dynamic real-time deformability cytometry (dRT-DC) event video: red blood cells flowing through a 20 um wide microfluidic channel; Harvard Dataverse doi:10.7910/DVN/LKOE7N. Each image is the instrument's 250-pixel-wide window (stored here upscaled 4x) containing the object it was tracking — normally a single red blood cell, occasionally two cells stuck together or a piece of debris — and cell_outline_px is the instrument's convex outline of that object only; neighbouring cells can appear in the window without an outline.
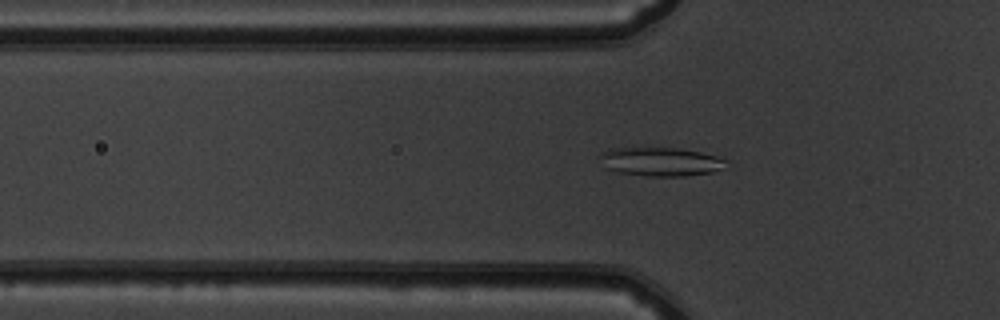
{"species": "common noctule bat (a hibernating species)", "species_latin": "Nyctalus noctula", "temperature_condition": "warm", "stored_images_in_passage": 44, "camera_frame_rate_fps": 3000, "um_per_image_px": 0.085, "animal": {"sex": "male", "body_mass_g": 19.5, "forearm_length_mm": 54.6}, "frame": {"image": 1, "passage_image": 9, "time_ms": 2.667, "image_size_px": [1000, 320], "cell_outline_px": [[728, 168], [712, 172], [684, 176], [648, 176], [620, 172], [604, 168], [600, 156], [604, 152], [612, 148], [676, 148], [700, 152], [716, 156], [728, 160]], "centroid_in_image_um": [56.23, 13.75], "position_along_channel_um": 69.6, "area_um2": 21.1}}
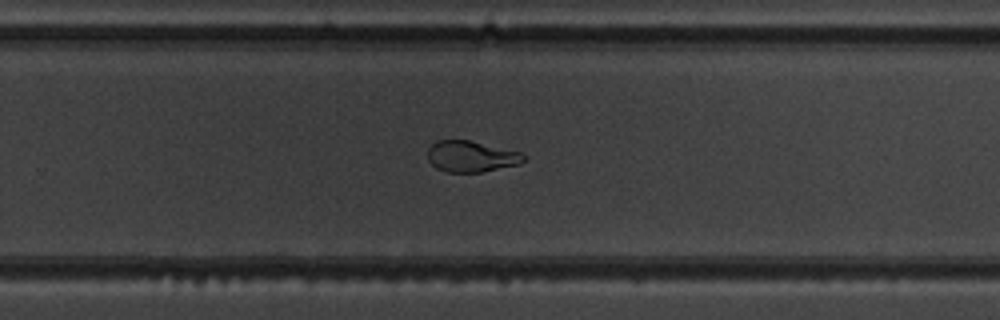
{"frame": {"image": 2, "passage_image": 26, "time_ms": 8.333, "image_size_px": [1000, 320], "cell_outline_px": [[528, 156], [520, 164], [480, 172], [444, 172], [436, 168], [428, 160], [428, 148], [436, 140], [468, 140], [520, 152]], "centroid_in_image_um": [40.04, 13.3], "position_along_channel_um": 289.8, "area_um2": 17.4}}
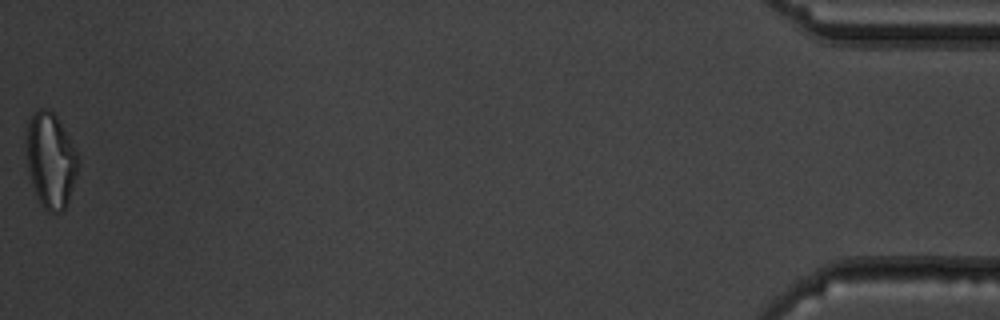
{"frame": {"image": 3, "passage_image": 44, "time_ms": 14.333, "image_size_px": [1000, 320], "cell_outline_px": [[80, 160], [76, 176], [68, 200], [64, 208], [60, 212], [48, 212], [40, 204], [36, 196], [32, 184], [28, 168], [28, 120], [40, 108], [48, 108], [56, 116], [76, 148]], "centroid_in_image_um": [4.34, 13.64], "position_along_channel_um": 430.9, "area_um2": 28.32}, "authors_computed_cell_mechanics": {"area_um2": 19.8254, "velocity_mm_per_s": 3.9005, "shape_relaxation_time_tau1_ms": 3.9099, "shape_relaxation_time_tau2_ms": 1.2895, "deformation_change_tau1": 0.1841, "deformation_change_tau2": 0.0678}}